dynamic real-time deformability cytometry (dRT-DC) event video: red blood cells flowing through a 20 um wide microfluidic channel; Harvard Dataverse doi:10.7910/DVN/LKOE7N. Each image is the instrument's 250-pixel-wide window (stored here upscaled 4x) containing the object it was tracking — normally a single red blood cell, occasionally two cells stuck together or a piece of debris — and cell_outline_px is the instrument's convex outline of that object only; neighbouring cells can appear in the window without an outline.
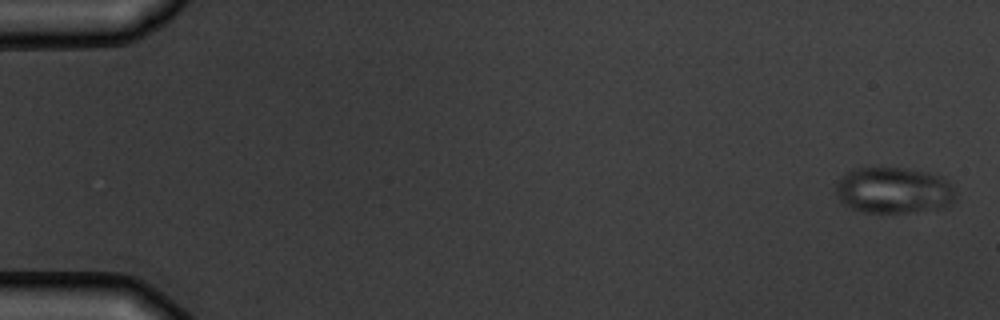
{"species": "common noctule bat (a hibernating species)", "species_latin": "Nyctalus noctula", "temperature_condition": "warm", "stored_images_in_passage": 6, "camera_frame_rate_fps": 3000, "um_per_image_px": 0.085, "animal": {"sex": "male", "body_mass_g": 19.5, "forearm_length_mm": 54.6}, "frame": {"image": 1, "passage_image": 1, "time_ms": 0.0, "image_size_px": [1000, 320], "cell_outline_px": [[956, 196], [948, 208], [908, 212], [860, 212], [840, 204], [836, 192], [836, 184], [840, 176], [856, 168], [904, 168], [924, 172], [940, 176], [948, 180], [956, 188]], "centroid_in_image_um": [75.97, 16.2], "position_along_channel_um": 9.0, "area_um2": 32.71}}